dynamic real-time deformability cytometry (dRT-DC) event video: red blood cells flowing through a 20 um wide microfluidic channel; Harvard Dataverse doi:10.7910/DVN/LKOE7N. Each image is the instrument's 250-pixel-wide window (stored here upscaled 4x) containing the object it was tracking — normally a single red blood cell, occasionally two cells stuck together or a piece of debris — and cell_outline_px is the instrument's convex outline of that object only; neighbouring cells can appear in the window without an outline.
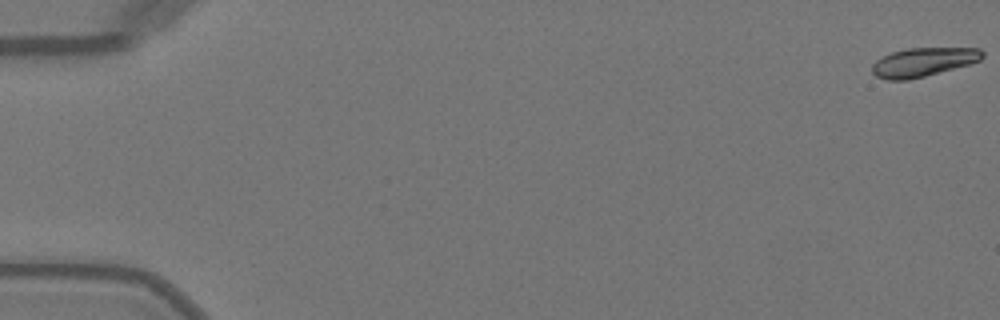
{"species": "Egyptian fruit bat (a non-hibernating species)", "species_latin": "Rousettus aegyptiacus", "temperature_condition": "warm", "stored_images_in_passage": 51, "camera_frame_rate_fps": 3000, "um_per_image_px": 0.085, "animal": {"sex": "female"}, "frame": {"image": 1, "passage_image": 1, "time_ms": 0.0, "image_size_px": [1000, 320], "cell_outline_px": [[984, 56], [980, 60], [968, 64], [924, 76], [908, 80], [888, 80], [876, 76], [872, 72], [872, 64], [876, 60], [892, 52], [908, 48], [980, 48], [984, 52]], "centroid_in_image_um": [78.46, 5.27], "position_along_channel_um": 6.5, "area_um2": 18.32}}
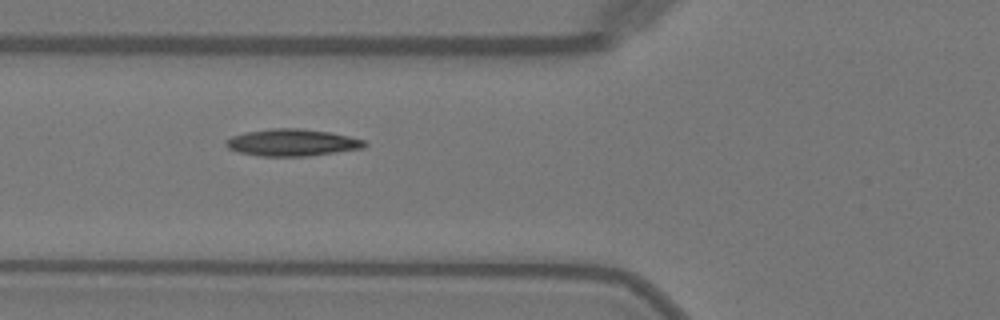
{"frame": {"image": 2, "passage_image": 20, "time_ms": 6.333, "image_size_px": [1000, 320], "cell_outline_px": [[368, 144], [364, 148], [308, 156], [260, 156], [240, 152], [228, 148], [224, 144], [224, 140], [232, 136], [244, 132], [272, 128], [300, 128], [328, 132], [348, 136], [364, 140]], "centroid_in_image_um": [24.81, 12.11], "position_along_channel_um": 101.0, "area_um2": 21.79}}
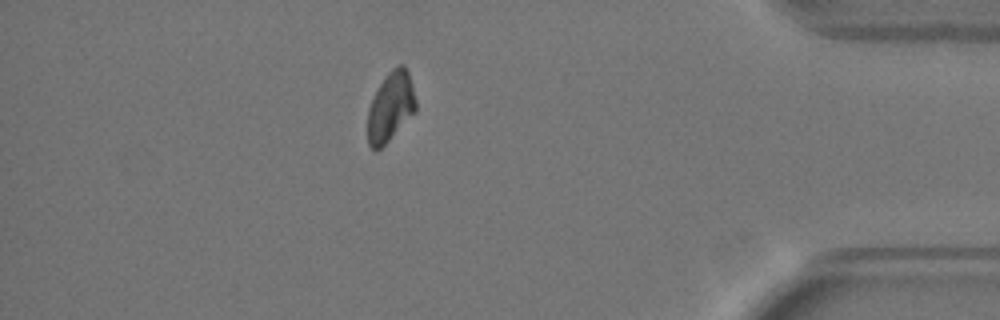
{"frame": {"image": 3, "passage_image": 45, "time_ms": 14.667, "image_size_px": [1000, 320], "cell_outline_px": [[416, 112], [376, 152], [368, 144], [368, 108], [384, 76], [396, 64], [404, 64], [408, 72], [416, 100]], "centroid_in_image_um": [33.21, 9.05], "position_along_channel_um": 402.0, "area_um2": 19.36}, "authors_computed_cell_mechanics": {"area_um2": 20.1722, "velocity_mm_per_s": 4.0748, "shape_relaxation_time_tau1_ms": 3.6724, "shape_relaxation_time_tau2_ms": 10.1426, "deformation_change_tau1": 0.1468, "deformation_change_tau2": 0.1288}}